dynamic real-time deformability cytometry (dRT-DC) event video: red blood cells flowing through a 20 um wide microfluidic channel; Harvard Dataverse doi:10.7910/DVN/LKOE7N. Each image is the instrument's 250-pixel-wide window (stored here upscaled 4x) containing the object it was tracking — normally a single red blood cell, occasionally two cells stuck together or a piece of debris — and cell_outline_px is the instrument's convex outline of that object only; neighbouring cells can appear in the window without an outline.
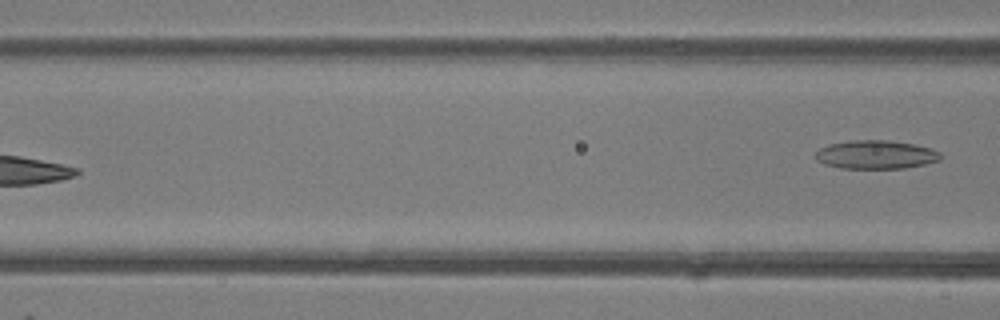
{"species": "common noctule bat (a hibernating species)", "species_latin": "Nyctalus noctula", "temperature_condition": "room temperature", "stored_images_in_passage": 6, "camera_frame_rate_fps": 3000, "um_per_image_px": 0.085, "animal": {"sex": "female"}, "frame": {"image": 1, "passage_image": 6, "time_ms": 6.0, "image_size_px": [1000, 320], "cell_outline_px": [[940, 160], [924, 164], [904, 168], [840, 168], [824, 164], [816, 160], [816, 152], [820, 148], [828, 144], [856, 140], [888, 140], [916, 144], [932, 148], [940, 152]], "centroid_in_image_um": [74.45, 13.14], "position_along_channel_um": 92.1, "area_um2": 20.81}}